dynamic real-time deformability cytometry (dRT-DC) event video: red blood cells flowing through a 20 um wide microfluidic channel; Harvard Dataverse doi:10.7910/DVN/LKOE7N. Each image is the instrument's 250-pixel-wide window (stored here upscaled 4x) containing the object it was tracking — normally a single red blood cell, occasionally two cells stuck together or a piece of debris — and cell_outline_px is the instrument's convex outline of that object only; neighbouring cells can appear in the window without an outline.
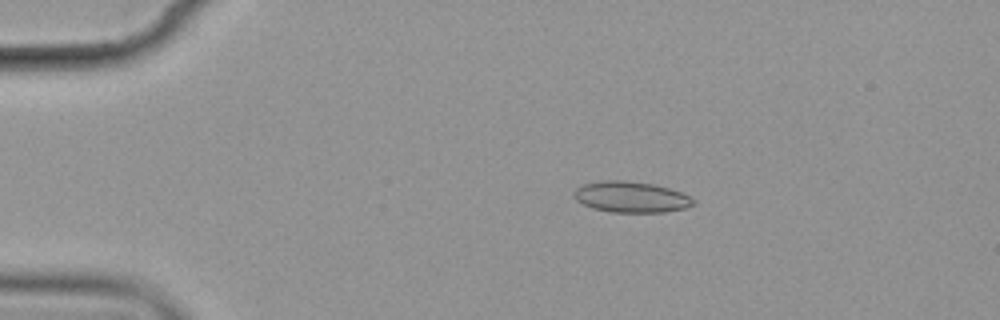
{"species": "common noctule bat (a hibernating species)", "species_latin": "Nyctalus noctula", "temperature_condition": "cold", "stored_images_in_passage": 5, "camera_frame_rate_fps": 3000, "um_per_image_px": 0.085, "animal": {"sex": "female", "body_mass_g": 19.9}, "frame": {"image": 1, "passage_image": 2, "time_ms": 1.0, "image_size_px": [1000, 320], "cell_outline_px": [[696, 204], [684, 208], [664, 212], [612, 212], [592, 208], [576, 200], [572, 196], [572, 192], [576, 188], [584, 184], [600, 180], [624, 180], [652, 184], [668, 188], [680, 192], [696, 200]], "centroid_in_image_um": [53.61, 16.74], "position_along_channel_um": 31.4, "area_um2": 21.56}}
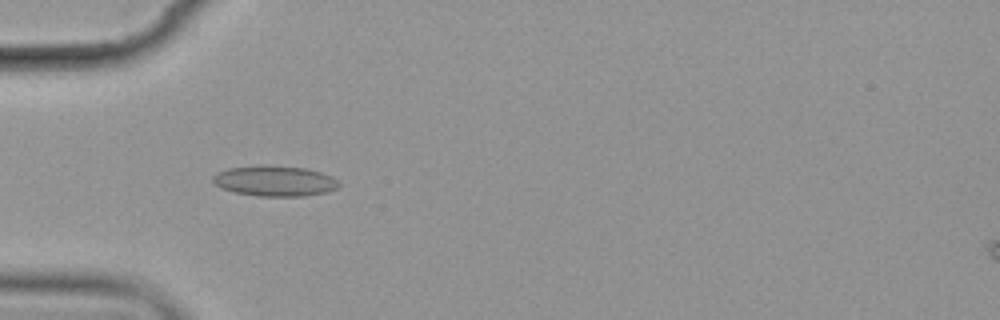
{"frame": {"image": 2, "passage_image": 4, "time_ms": 3.333, "image_size_px": [1000, 320], "cell_outline_px": [[340, 184], [336, 188], [324, 192], [304, 196], [256, 196], [236, 192], [220, 188], [212, 180], [212, 176], [216, 172], [228, 168], [260, 164], [304, 168], [320, 172], [332, 176]], "centroid_in_image_um": [23.3, 15.37], "position_along_channel_um": 61.7, "area_um2": 22.43}}
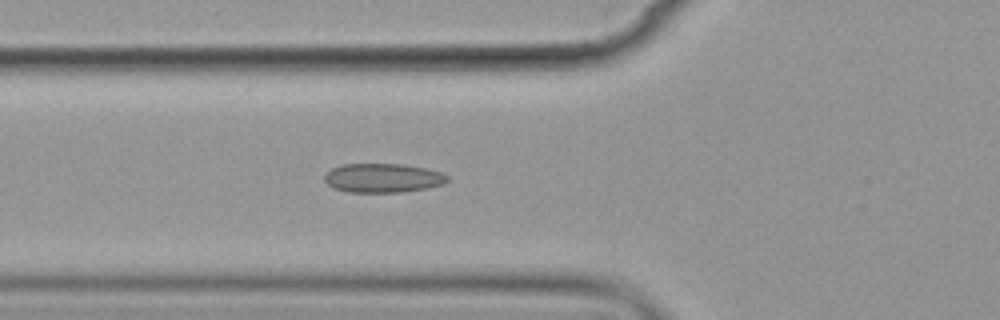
{"frame": {"image": 3, "passage_image": 5, "time_ms": 4.333, "image_size_px": [1000, 320], "cell_outline_px": [[448, 180], [444, 184], [428, 188], [400, 192], [348, 192], [336, 188], [328, 184], [324, 180], [324, 176], [332, 168], [344, 164], [404, 164], [424, 168], [440, 172], [448, 176]], "centroid_in_image_um": [32.56, 15.13], "position_along_channel_um": 93.2, "area_um2": 20.69}}